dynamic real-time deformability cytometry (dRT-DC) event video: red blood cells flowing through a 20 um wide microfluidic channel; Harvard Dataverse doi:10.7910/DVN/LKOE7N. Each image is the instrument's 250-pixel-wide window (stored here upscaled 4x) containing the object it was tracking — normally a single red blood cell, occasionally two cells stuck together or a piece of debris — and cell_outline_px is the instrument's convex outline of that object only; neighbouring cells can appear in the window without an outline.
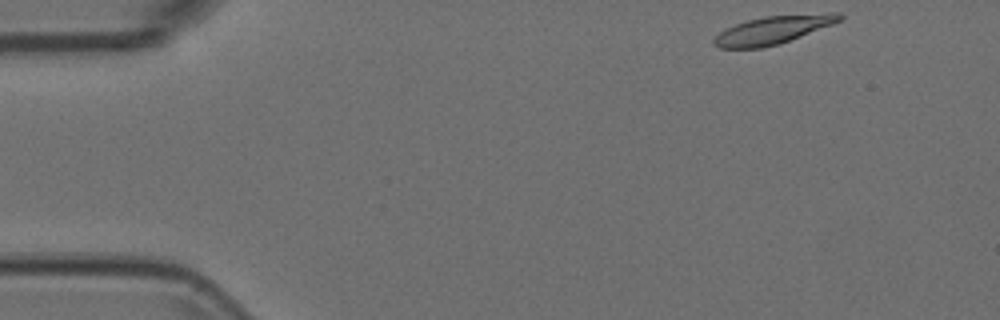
{"species": "Egyptian fruit bat (a non-hibernating species)", "species_latin": "Rousettus aegyptiacus", "temperature_condition": "room temperature", "stored_images_in_passage": 49, "camera_frame_rate_fps": 3000, "um_per_image_px": 0.085, "animal": {"sex": "female"}, "frame": {"image": 1, "passage_image": 1, "time_ms": 0.0, "image_size_px": [1000, 320], "cell_outline_px": [[844, 16], [840, 20], [832, 24], [780, 44], [760, 48], [720, 48], [712, 44], [712, 40], [720, 32], [736, 24], [748, 20], [764, 16], [832, 12], [840, 12]], "centroid_in_image_um": [65.72, 2.54], "position_along_channel_um": 19.3, "area_um2": 20.46}}
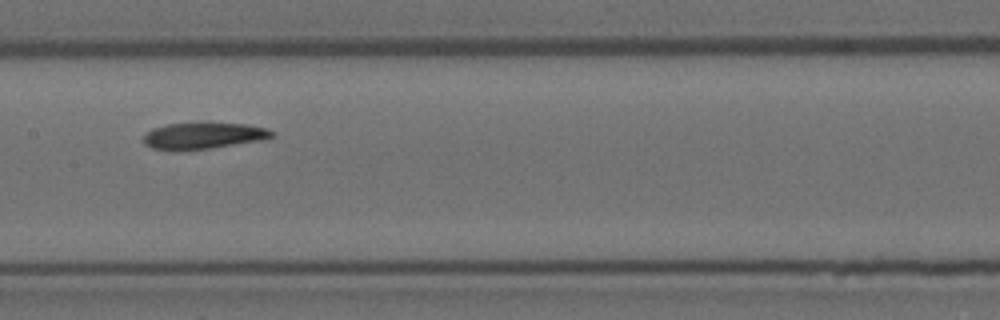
{"frame": {"image": 2, "passage_image": 22, "time_ms": 7.0, "image_size_px": [1000, 320], "cell_outline_px": [[276, 136], [264, 140], [212, 148], [152, 148], [144, 144], [144, 136], [152, 128], [168, 124], [248, 124], [268, 128]], "centroid_in_image_um": [17.39, 11.52], "position_along_channel_um": 190.0, "area_um2": 18.96}}
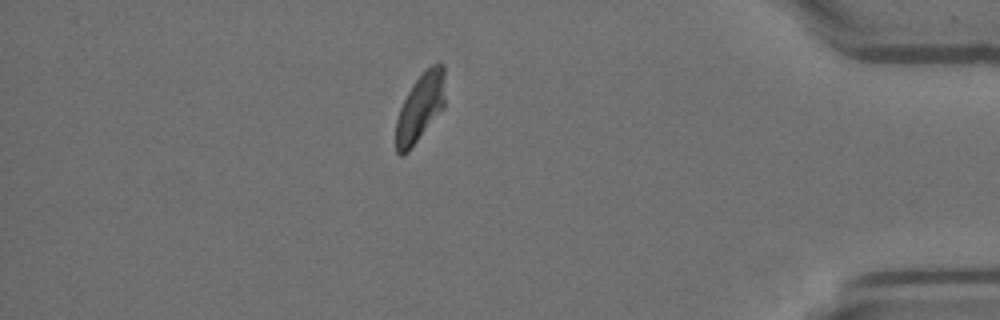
{"frame": {"image": 3, "passage_image": 42, "time_ms": 13.667, "image_size_px": [1000, 320], "cell_outline_px": [[444, 108], [408, 152], [404, 156], [400, 156], [396, 152], [396, 120], [400, 108], [412, 84], [432, 64], [440, 60], [444, 64]], "centroid_in_image_um": [35.72, 9.14], "position_along_channel_um": 399.5, "area_um2": 19.54}}